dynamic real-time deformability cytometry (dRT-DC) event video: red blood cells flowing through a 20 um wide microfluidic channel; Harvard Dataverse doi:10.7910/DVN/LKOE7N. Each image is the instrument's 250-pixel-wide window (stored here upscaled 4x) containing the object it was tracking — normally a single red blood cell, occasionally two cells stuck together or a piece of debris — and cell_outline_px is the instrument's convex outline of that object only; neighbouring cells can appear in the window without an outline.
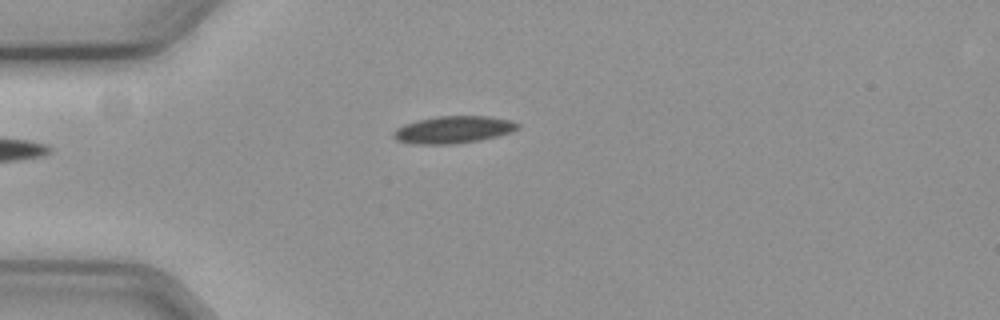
{"species": "common noctule bat (a hibernating species)", "species_latin": "Nyctalus noctula", "temperature_condition": "cold", "stored_images_in_passage": 37, "camera_frame_rate_fps": 3000, "um_per_image_px": 0.085, "animal": {"sex": "female", "body_mass_g": 19.3, "forearm_length_mm": 54.1}, "frame": {"image": 1, "passage_image": 1, "time_ms": 0.0, "image_size_px": [1000, 320], "cell_outline_px": [[520, 128], [496, 136], [476, 140], [448, 144], [412, 144], [396, 140], [392, 136], [392, 132], [396, 128], [404, 124], [416, 120], [436, 116], [488, 116], [512, 120], [520, 124]], "centroid_in_image_um": [38.48, 11.01], "position_along_channel_um": 46.5, "area_um2": 19.65}}
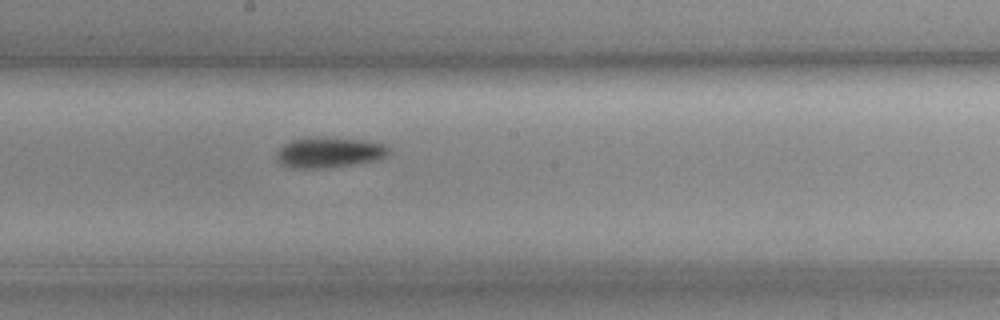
{"frame": {"image": 2, "passage_image": 17, "time_ms": 5.333, "image_size_px": [1000, 320], "cell_outline_px": [[388, 152], [384, 156], [376, 160], [352, 164], [324, 168], [292, 168], [280, 164], [276, 160], [276, 152], [284, 144], [292, 140], [308, 136], [320, 136], [364, 140], [384, 144], [388, 148]], "centroid_in_image_um": [27.9, 12.94], "position_along_channel_um": 220.3, "area_um2": 20.06}}
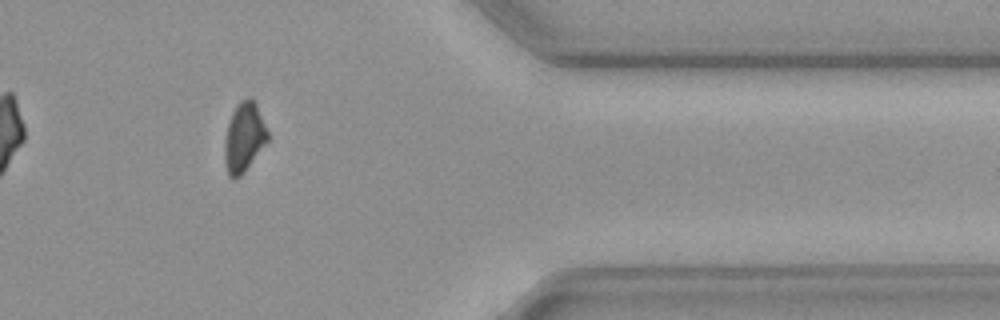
{"frame": {"image": 3, "passage_image": 33, "time_ms": 10.667, "image_size_px": [1000, 320], "cell_outline_px": [[268, 140], [244, 172], [236, 180], [232, 180], [228, 176], [224, 160], [224, 140], [228, 124], [232, 112], [240, 100], [248, 96], [252, 96], [256, 104], [268, 132]], "centroid_in_image_um": [20.72, 11.68], "position_along_channel_um": 390.7, "area_um2": 17.51}, "authors_computed_cell_mechanics": {"area_um2": 19.0162, "velocity_mm_per_s": 3.6085, "shape_relaxation_time_tau1_ms": 2.7033, "shape_relaxation_time_tau2_ms": null, "deformation_change_tau1": 0.0884, "deformation_change_tau2": null}}